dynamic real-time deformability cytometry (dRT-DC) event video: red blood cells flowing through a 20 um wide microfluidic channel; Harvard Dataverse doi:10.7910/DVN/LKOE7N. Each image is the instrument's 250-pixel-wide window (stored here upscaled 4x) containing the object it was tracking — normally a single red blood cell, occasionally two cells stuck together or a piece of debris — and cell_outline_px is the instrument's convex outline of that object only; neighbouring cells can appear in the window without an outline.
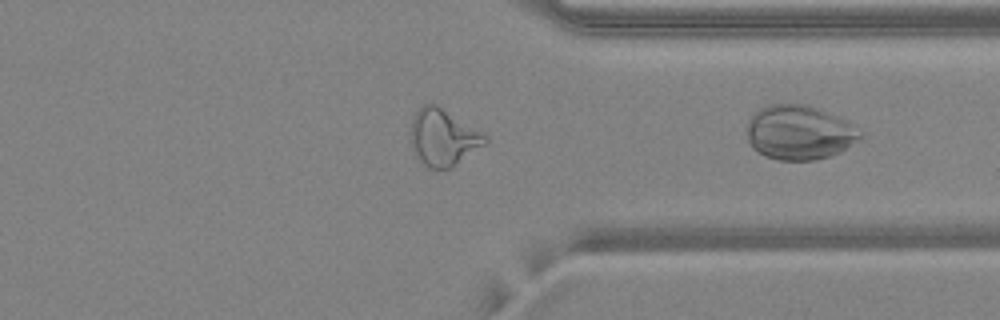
{"species": "common noctule bat (a hibernating species)", "species_latin": "Nyctalus noctula", "temperature_condition": "warm", "stored_images_in_passage": 22, "camera_frame_rate_fps": 3000, "um_per_image_px": 0.085, "animal": {"sex": "female", "body_mass_g": 24.6, "forearm_length_mm": 56.2}, "frame": {"image": 1, "passage_image": 22, "time_ms": 7.0, "image_size_px": [1000, 320], "cell_outline_px": [[864, 136], [840, 152], [816, 160], [780, 160], [768, 156], [752, 148], [748, 140], [748, 120], [760, 108], [768, 104], [808, 104], [820, 108], [848, 120], [864, 132]], "centroid_in_image_um": [68.0, 11.24], "position_along_channel_um": 343.4, "area_um2": 36.18}}